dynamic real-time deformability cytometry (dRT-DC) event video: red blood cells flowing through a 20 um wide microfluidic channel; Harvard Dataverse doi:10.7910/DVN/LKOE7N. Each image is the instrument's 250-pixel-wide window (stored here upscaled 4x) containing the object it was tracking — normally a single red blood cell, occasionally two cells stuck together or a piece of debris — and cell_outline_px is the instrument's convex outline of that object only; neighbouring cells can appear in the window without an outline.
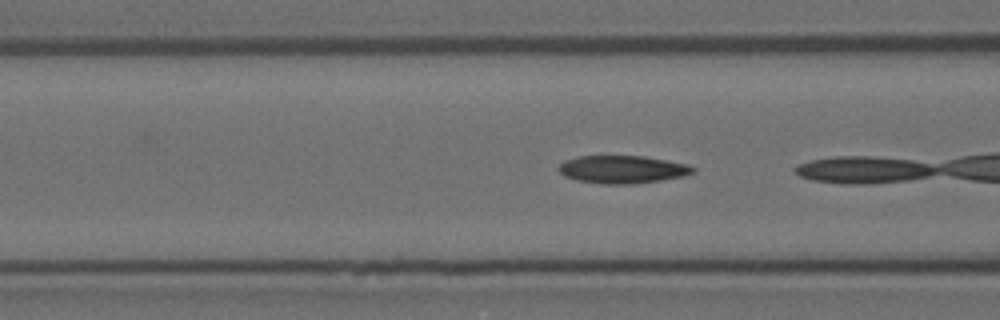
{"species": "Egyptian fruit bat (a non-hibernating species)", "species_latin": "Rousettus aegyptiacus", "temperature_condition": "room temperature", "stored_images_in_passage": 5, "camera_frame_rate_fps": 3000, "um_per_image_px": 0.085, "animal": {"sex": "female"}, "frame": {"image": 1, "passage_image": 3, "time_ms": 0.667, "image_size_px": [1000, 320], "cell_outline_px": [[696, 172], [680, 176], [660, 180], [632, 184], [600, 184], [576, 180], [564, 176], [556, 168], [564, 160], [576, 156], [644, 156], [688, 164], [696, 168]], "centroid_in_image_um": [52.86, 14.4], "position_along_channel_um": 113.7, "area_um2": 21.85}}